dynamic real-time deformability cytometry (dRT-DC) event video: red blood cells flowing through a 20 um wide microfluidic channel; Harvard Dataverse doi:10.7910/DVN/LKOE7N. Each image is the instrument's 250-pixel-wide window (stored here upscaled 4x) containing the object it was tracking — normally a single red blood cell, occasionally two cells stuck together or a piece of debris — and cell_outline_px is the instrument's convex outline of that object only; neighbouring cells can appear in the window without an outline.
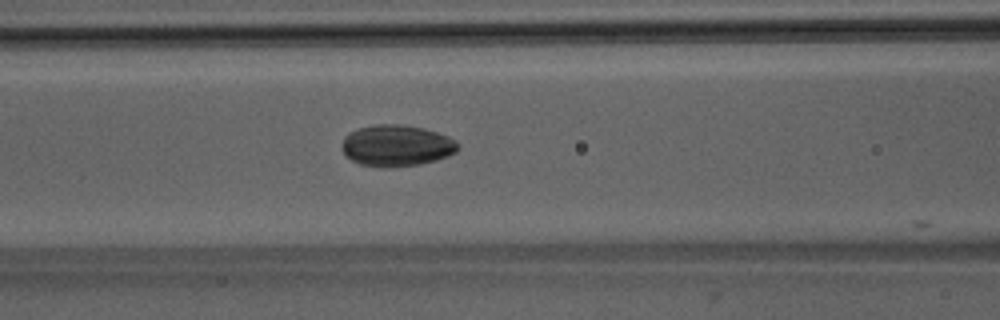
{"species": "Egyptian fruit bat (a non-hibernating species)", "species_latin": "Rousettus aegyptiacus", "temperature_condition": "room temperature", "stored_images_in_passage": 34, "camera_frame_rate_fps": 3000, "um_per_image_px": 0.085, "animal": {"sex": "male"}, "frame": {"image": 1, "passage_image": 5, "time_ms": 1.333, "image_size_px": [1000, 320], "cell_outline_px": [[460, 148], [456, 152], [448, 156], [436, 160], [420, 164], [392, 168], [380, 168], [360, 164], [352, 160], [344, 152], [344, 136], [348, 132], [360, 128], [376, 124], [400, 124], [424, 128], [448, 136], [456, 140]], "centroid_in_image_um": [33.74, 12.38], "position_along_channel_um": 132.9, "area_um2": 28.09}}
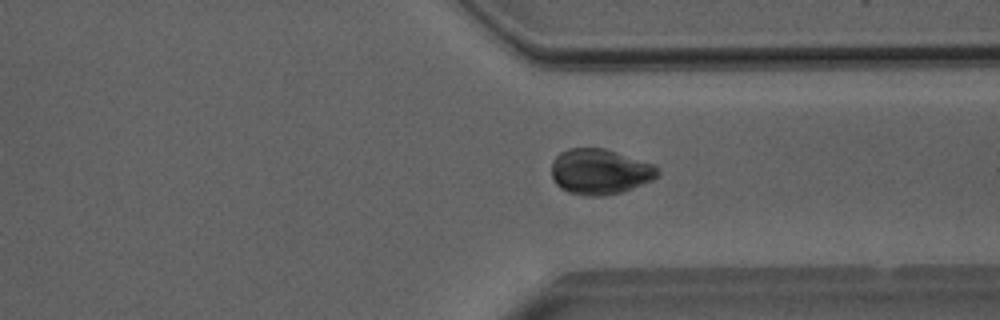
{"frame": {"image": 2, "passage_image": 22, "time_ms": 7.0, "image_size_px": [1000, 320], "cell_outline_px": [[660, 176], [652, 180], [632, 188], [608, 196], [588, 196], [568, 192], [560, 188], [552, 180], [552, 160], [560, 152], [568, 148], [604, 148], [656, 164], [660, 172]], "centroid_in_image_um": [51.0, 14.59], "position_along_channel_um": 360.4, "area_um2": 28.5}}
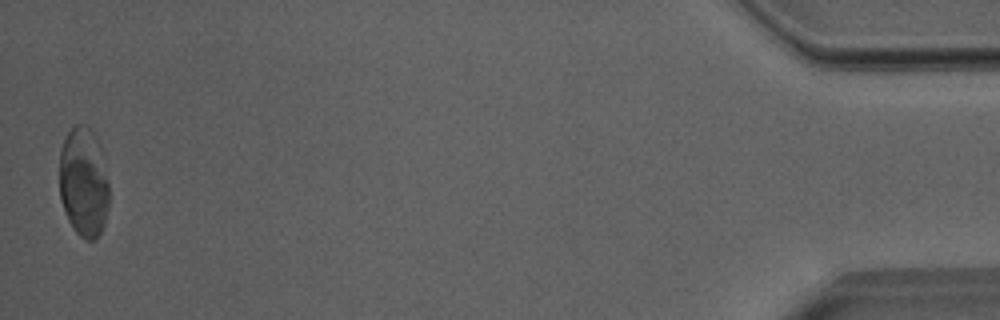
{"frame": {"image": 3, "passage_image": 34, "time_ms": 11.0, "image_size_px": [1000, 320], "cell_outline_px": [[108, 204], [104, 224], [96, 240], [84, 240], [76, 232], [68, 220], [60, 200], [60, 148], [64, 136], [76, 124], [84, 124], [92, 128], [96, 136], [100, 148], [108, 180]], "centroid_in_image_um": [7.1, 15.46], "position_along_channel_um": 428.1, "area_um2": 32.02}}